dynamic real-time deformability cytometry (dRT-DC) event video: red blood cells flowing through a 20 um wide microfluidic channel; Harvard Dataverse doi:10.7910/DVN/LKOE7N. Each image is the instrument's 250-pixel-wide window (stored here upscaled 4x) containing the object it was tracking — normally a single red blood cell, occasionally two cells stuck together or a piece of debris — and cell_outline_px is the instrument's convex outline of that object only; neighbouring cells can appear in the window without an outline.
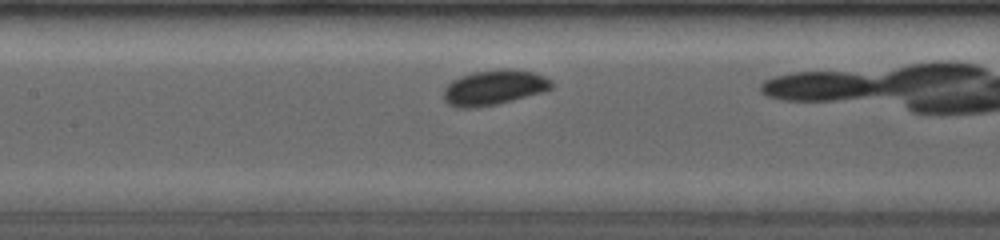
{"species": "common noctule bat (a hibernating species)", "species_latin": "Nyctalus noctula", "temperature_condition": "room temperature", "stored_images_in_passage": 18, "camera_frame_rate_fps": 4000, "um_per_image_px": 0.085, "animal": {"sex": "female", "body_mass_g": 19.0, "forearm_length_mm": 53.3}, "frame": {"image": 1, "passage_image": 6, "time_ms": 2.5, "image_size_px": [1000, 240], "cell_outline_px": [[552, 88], [544, 92], [496, 104], [476, 108], [460, 108], [448, 104], [444, 100], [444, 88], [452, 80], [460, 76], [472, 72], [500, 68], [508, 68], [532, 72], [544, 76], [552, 80]], "centroid_in_image_um": [41.98, 7.43], "position_along_channel_um": 165.4, "area_um2": 22.2}}